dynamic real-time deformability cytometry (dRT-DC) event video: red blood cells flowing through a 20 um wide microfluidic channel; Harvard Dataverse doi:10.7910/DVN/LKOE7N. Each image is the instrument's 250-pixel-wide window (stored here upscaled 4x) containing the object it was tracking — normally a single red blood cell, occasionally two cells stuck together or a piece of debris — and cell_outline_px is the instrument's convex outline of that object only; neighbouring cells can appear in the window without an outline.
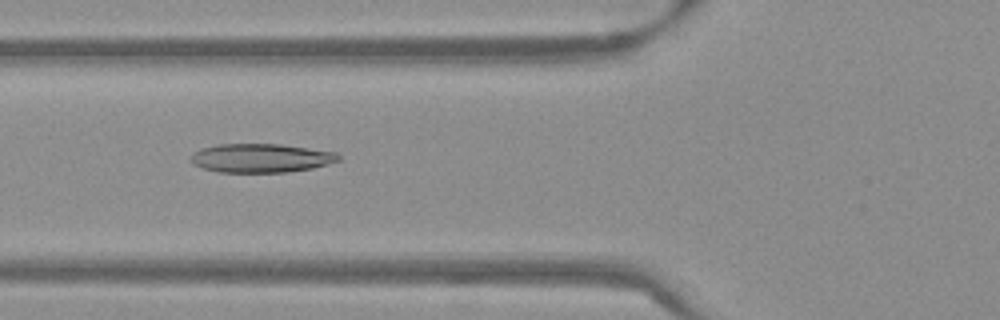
{"species": "Egyptian fruit bat (a non-hibernating species)", "species_latin": "Rousettus aegyptiacus", "temperature_condition": "warm", "stored_images_in_passage": 53, "camera_frame_rate_fps": 3000, "um_per_image_px": 0.085, "frame": {"image": 1, "passage_image": 20, "time_ms": 6.333, "image_size_px": [1000, 320], "cell_outline_px": [[340, 160], [312, 168], [288, 172], [220, 172], [204, 168], [192, 164], [192, 152], [200, 148], [220, 144], [280, 144], [340, 152]], "centroid_in_image_um": [22.21, 13.42], "position_along_channel_um": 103.6, "area_um2": 24.85}}
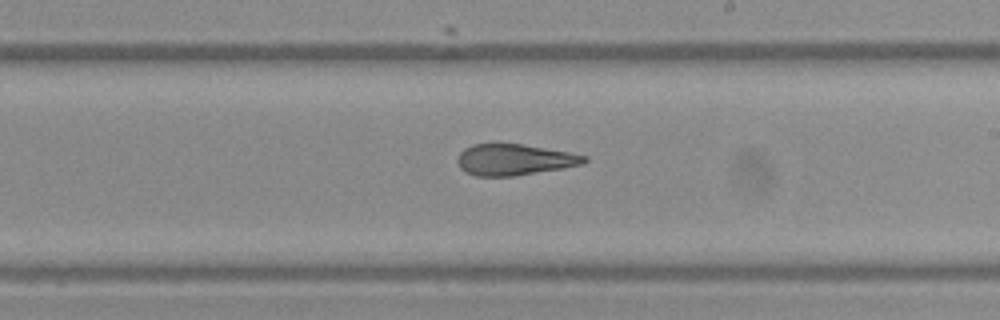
{"frame": {"image": 2, "passage_image": 31, "time_ms": 10.0, "image_size_px": [1000, 320], "cell_outline_px": [[588, 160], [584, 164], [564, 168], [512, 176], [476, 176], [464, 172], [460, 168], [456, 160], [460, 152], [464, 148], [472, 144], [496, 140], [500, 140], [568, 152], [588, 156]], "centroid_in_image_um": [43.66, 13.53], "position_along_channel_um": 245.3, "area_um2": 23.87}}
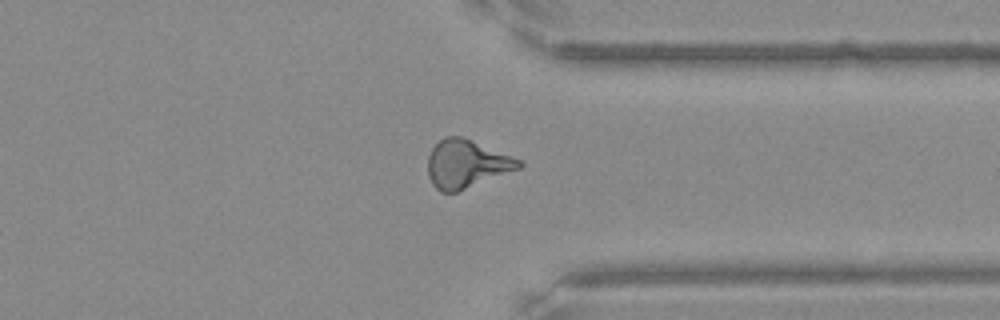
{"frame": {"image": 3, "passage_image": 41, "time_ms": 13.333, "image_size_px": [1000, 320], "cell_outline_px": [[524, 164], [520, 168], [456, 192], [440, 192], [432, 184], [428, 176], [428, 156], [432, 148], [444, 136], [460, 136], [472, 140], [520, 160]], "centroid_in_image_um": [39.61, 13.93], "position_along_channel_um": 371.8, "area_um2": 25.2}, "authors_computed_cell_mechanics": {"area_um2": 24.7384, "velocity_mm_per_s": 3.8478, "shape_relaxation_time_tau1_ms": null, "shape_relaxation_time_tau2_ms": 2.7556, "deformation_change_tau1": null, "deformation_change_tau2": 0.1163}}